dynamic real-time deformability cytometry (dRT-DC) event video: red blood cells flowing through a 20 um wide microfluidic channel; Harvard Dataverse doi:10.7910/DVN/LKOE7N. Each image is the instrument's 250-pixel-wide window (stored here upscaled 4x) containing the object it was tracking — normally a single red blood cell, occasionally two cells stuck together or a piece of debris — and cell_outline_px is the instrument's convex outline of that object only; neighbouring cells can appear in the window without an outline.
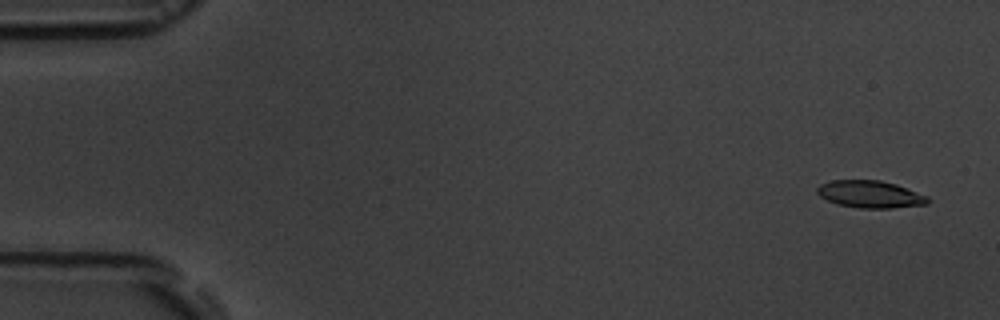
{"species": "common noctule bat (a hibernating species)", "species_latin": "Nyctalus noctula", "temperature_condition": "room temperature", "stored_images_in_passage": 5, "camera_frame_rate_fps": 3000, "um_per_image_px": 0.085, "animal": {"sex": "male", "body_mass_g": 19.5, "forearm_length_mm": 54.6}, "frame": {"image": 1, "passage_image": 1, "time_ms": 0.0, "image_size_px": [1000, 320], "cell_outline_px": [[932, 200], [928, 204], [892, 208], [860, 208], [836, 204], [820, 196], [816, 192], [816, 188], [820, 184], [832, 180], [880, 180], [896, 184], [928, 196]], "centroid_in_image_um": [73.98, 16.51], "position_along_channel_um": 11.0, "area_um2": 17.69}}
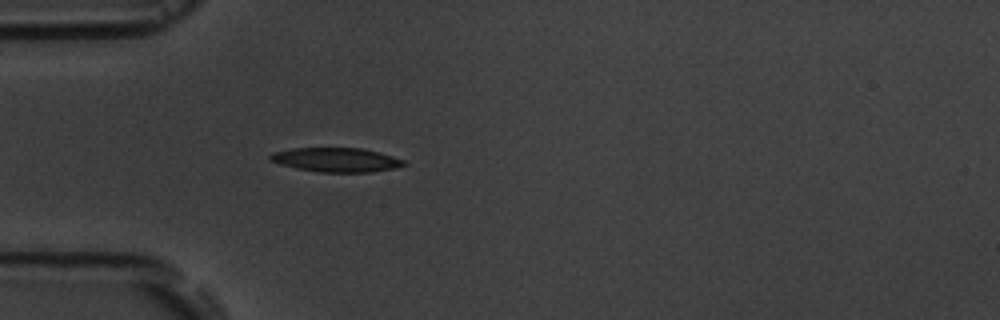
{"frame": {"image": 2, "passage_image": 5, "time_ms": 4.667, "image_size_px": [1000, 320], "cell_outline_px": [[408, 164], [396, 168], [372, 172], [320, 172], [296, 168], [280, 164], [268, 160], [268, 156], [272, 152], [292, 148], [360, 148], [380, 152], [404, 160]], "centroid_in_image_um": [28.58, 13.58], "position_along_channel_um": 56.4, "area_um2": 18.96}}